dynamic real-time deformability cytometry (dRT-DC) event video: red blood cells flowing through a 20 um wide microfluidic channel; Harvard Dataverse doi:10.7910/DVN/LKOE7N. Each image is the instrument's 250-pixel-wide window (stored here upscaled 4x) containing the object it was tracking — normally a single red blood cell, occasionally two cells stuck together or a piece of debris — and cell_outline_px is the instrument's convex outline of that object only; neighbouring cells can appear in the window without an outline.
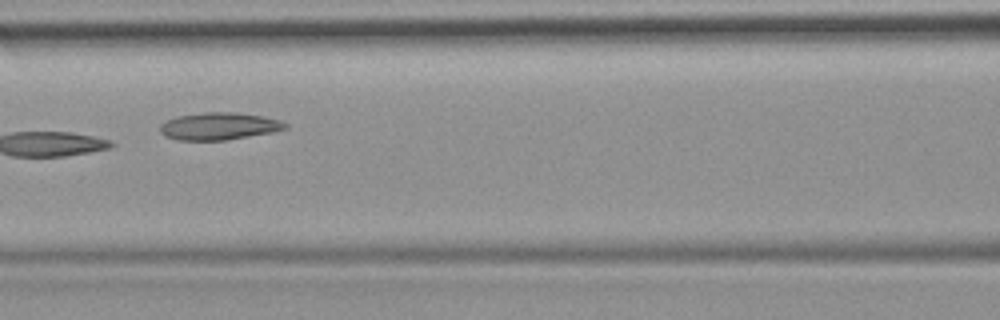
{"species": "common noctule bat (a hibernating species)", "species_latin": "Nyctalus noctula", "temperature_condition": "room temperature", "stored_images_in_passage": 10, "camera_frame_rate_fps": 3000, "um_per_image_px": 0.085, "animal": {"sex": "female", "body_mass_g": 19.9}, "frame": {"image": 1, "passage_image": 6, "time_ms": 6.667, "image_size_px": [1000, 320], "cell_outline_px": [[288, 128], [272, 132], [224, 140], [176, 140], [164, 136], [160, 132], [160, 124], [176, 116], [204, 112], [236, 112], [264, 116], [280, 120], [288, 124]], "centroid_in_image_um": [18.61, 10.72], "position_along_channel_um": 148.0, "area_um2": 20.0}}
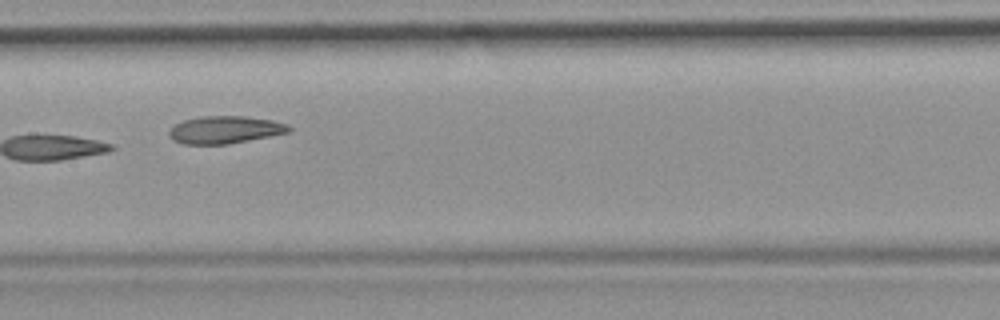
{"frame": {"image": 2, "passage_image": 7, "time_ms": 7.667, "image_size_px": [1000, 320], "cell_outline_px": [[292, 132], [228, 144], [184, 144], [172, 140], [168, 136], [168, 132], [176, 124], [184, 120], [200, 116], [244, 116], [272, 120], [288, 124], [292, 128]], "centroid_in_image_um": [19.15, 11.03], "position_along_channel_um": 188.3, "area_um2": 19.31}}